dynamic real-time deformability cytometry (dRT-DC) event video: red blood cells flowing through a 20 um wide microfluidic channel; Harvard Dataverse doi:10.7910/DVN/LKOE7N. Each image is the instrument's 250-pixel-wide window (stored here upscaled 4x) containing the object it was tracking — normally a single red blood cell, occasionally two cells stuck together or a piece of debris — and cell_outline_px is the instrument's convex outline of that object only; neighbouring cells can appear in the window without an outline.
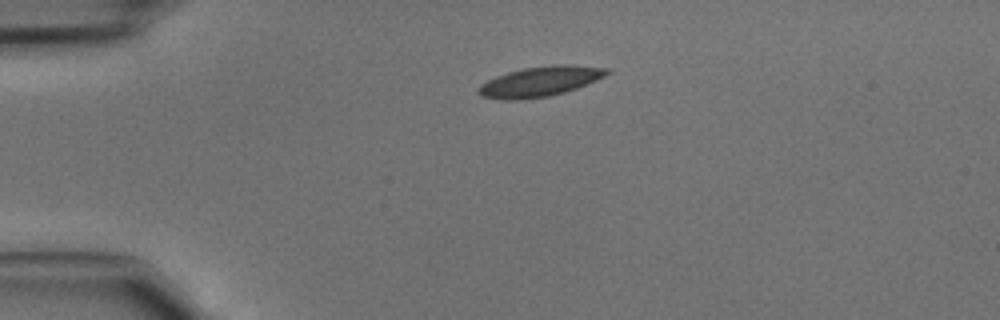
{"species": "common noctule bat (a hibernating species)", "species_latin": "Nyctalus noctula", "temperature_condition": "cold", "stored_images_in_passage": 31, "camera_frame_rate_fps": 3000, "um_per_image_px": 0.085, "animal": {"sex": "male", "body_mass_g": 15.6}, "frame": {"image": 1, "passage_image": 1, "time_ms": 0.0, "image_size_px": [1000, 320], "cell_outline_px": [[612, 72], [596, 80], [576, 88], [564, 92], [548, 96], [520, 100], [504, 100], [480, 96], [476, 92], [476, 88], [480, 84], [496, 76], [508, 72], [524, 68], [552, 64], [564, 64], [608, 68]], "centroid_in_image_um": [45.86, 6.93], "position_along_channel_um": 39.1, "area_um2": 22.54}}
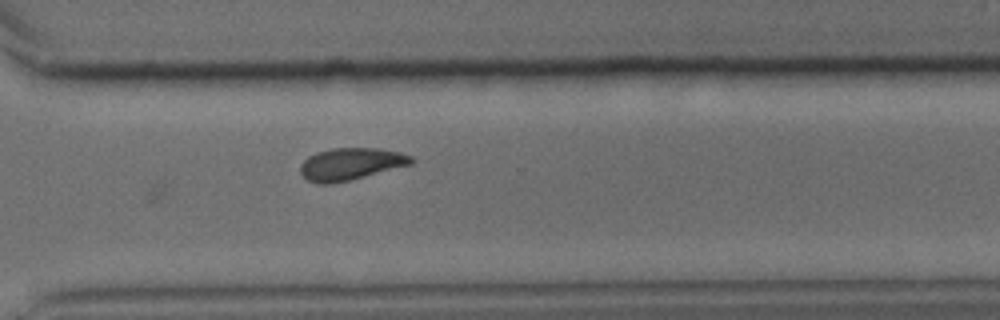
{"frame": {"image": 2, "passage_image": 24, "time_ms": 7.667, "image_size_px": [1000, 320], "cell_outline_px": [[416, 160], [412, 164], [332, 184], [320, 184], [308, 180], [300, 172], [300, 164], [308, 156], [316, 152], [332, 148], [380, 148], [400, 152], [412, 156]], "centroid_in_image_um": [29.82, 13.92], "position_along_channel_um": 340.8, "area_um2": 20.75}}
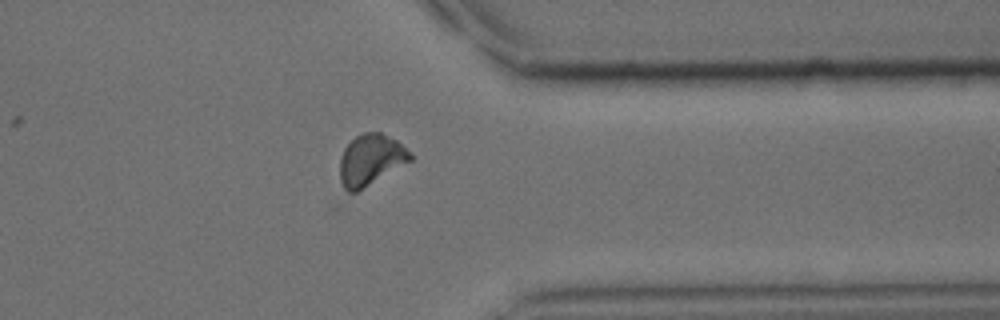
{"frame": {"image": 3, "passage_image": 27, "time_ms": 8.667, "image_size_px": [1000, 320], "cell_outline_px": [[412, 160], [356, 192], [348, 192], [344, 188], [340, 180], [340, 156], [344, 148], [356, 136], [364, 132], [380, 132], [396, 140], [412, 152]], "centroid_in_image_um": [31.51, 13.58], "position_along_channel_um": 379.9, "area_um2": 20.81}}